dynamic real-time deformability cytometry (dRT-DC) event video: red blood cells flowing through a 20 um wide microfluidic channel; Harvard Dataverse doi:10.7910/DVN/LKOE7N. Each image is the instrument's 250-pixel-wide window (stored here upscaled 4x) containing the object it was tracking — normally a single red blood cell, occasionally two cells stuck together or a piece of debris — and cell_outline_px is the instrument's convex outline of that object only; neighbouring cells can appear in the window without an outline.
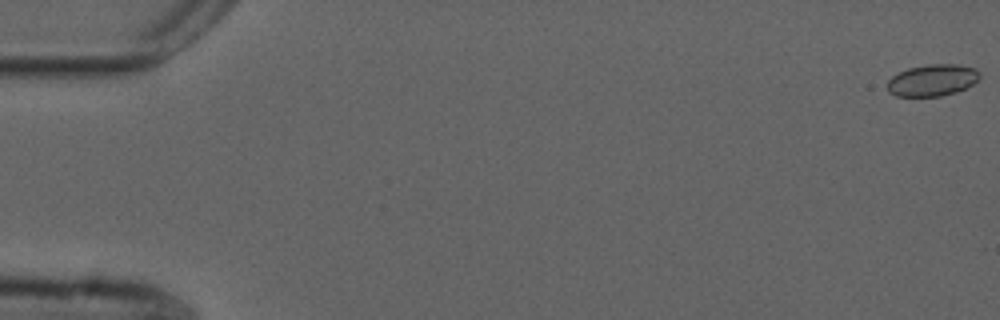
{"species": "common noctule bat (a hibernating species)", "species_latin": "Nyctalus noctula", "temperature_condition": "cold", "stored_images_in_passage": 55, "camera_frame_rate_fps": 3000, "um_per_image_px": 0.085, "animal": {"sex": "male", "forearm_length_mm": 52.5}, "frame": {"image": 1, "passage_image": 1, "time_ms": 0.0, "image_size_px": [1000, 320], "cell_outline_px": [[980, 76], [972, 84], [956, 92], [940, 96], [896, 96], [888, 92], [884, 84], [892, 76], [908, 68], [928, 64], [956, 64], [976, 68], [980, 72]], "centroid_in_image_um": [79.21, 6.81], "position_along_channel_um": 5.8, "area_um2": 17.17}}
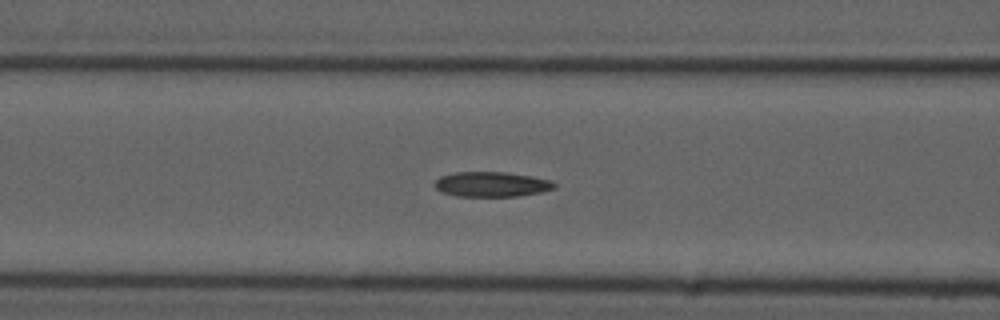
{"frame": {"image": 2, "passage_image": 22, "time_ms": 7.0, "image_size_px": [1000, 320], "cell_outline_px": [[556, 188], [540, 192], [516, 196], [456, 196], [440, 192], [436, 188], [436, 180], [440, 176], [456, 172], [504, 172], [532, 176], [548, 180], [556, 184]], "centroid_in_image_um": [41.77, 15.66], "position_along_channel_um": 124.8, "area_um2": 17.28}}
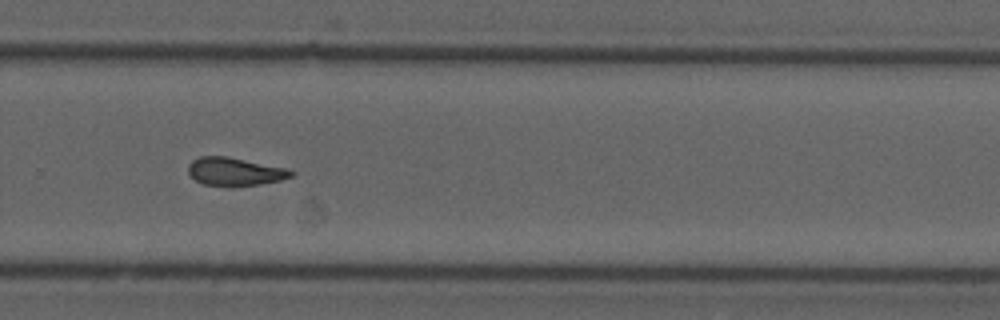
{"frame": {"image": 3, "passage_image": 37, "time_ms": 12.0, "image_size_px": [1000, 320], "cell_outline_px": [[296, 172], [292, 176], [280, 180], [260, 184], [204, 184], [196, 180], [188, 172], [188, 164], [192, 160], [200, 156], [228, 156], [288, 168]], "centroid_in_image_um": [19.99, 14.54], "position_along_channel_um": 309.8, "area_um2": 16.47}, "authors_computed_cell_mechanics": {"area_um2": 17.1088, "velocity_mm_per_s": 3.7047, "shape_relaxation_time_tau1_ms": null, "shape_relaxation_time_tau2_ms": 6.2365, "deformation_change_tau1": null, "deformation_change_tau2": 0.1288}}